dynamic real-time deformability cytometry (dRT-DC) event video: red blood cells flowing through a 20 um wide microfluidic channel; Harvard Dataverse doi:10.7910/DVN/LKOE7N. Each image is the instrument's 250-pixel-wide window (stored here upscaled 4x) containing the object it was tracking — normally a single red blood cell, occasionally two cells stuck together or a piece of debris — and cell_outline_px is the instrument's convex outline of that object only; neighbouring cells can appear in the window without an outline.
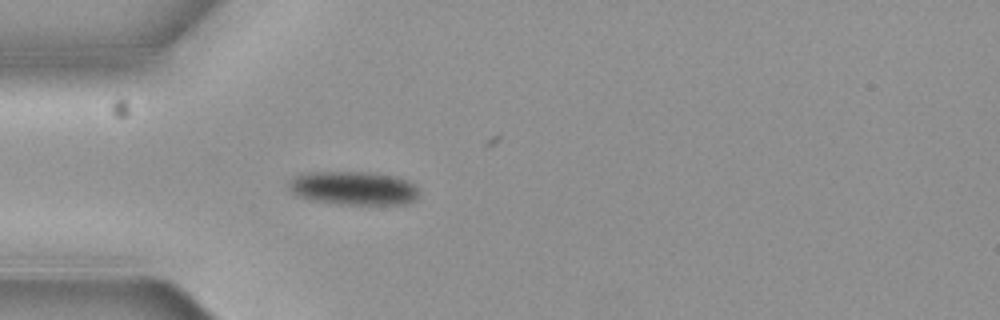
{"species": "common noctule bat (a hibernating species)", "species_latin": "Nyctalus noctula", "temperature_condition": "cold", "stored_images_in_passage": 5, "camera_frame_rate_fps": 3000, "um_per_image_px": 0.085, "animal": {"sex": "female", "body_mass_g": 19.3, "forearm_length_mm": 54.1}, "frame": {"image": 1, "passage_image": 5, "time_ms": 1.333, "image_size_px": [1000, 320], "cell_outline_px": [[416, 200], [404, 204], [332, 204], [308, 200], [296, 196], [292, 192], [288, 184], [296, 176], [308, 172], [368, 172], [396, 176], [408, 180], [416, 188]], "centroid_in_image_um": [30.02, 16.0], "position_along_channel_um": 55.0, "area_um2": 25.55}}